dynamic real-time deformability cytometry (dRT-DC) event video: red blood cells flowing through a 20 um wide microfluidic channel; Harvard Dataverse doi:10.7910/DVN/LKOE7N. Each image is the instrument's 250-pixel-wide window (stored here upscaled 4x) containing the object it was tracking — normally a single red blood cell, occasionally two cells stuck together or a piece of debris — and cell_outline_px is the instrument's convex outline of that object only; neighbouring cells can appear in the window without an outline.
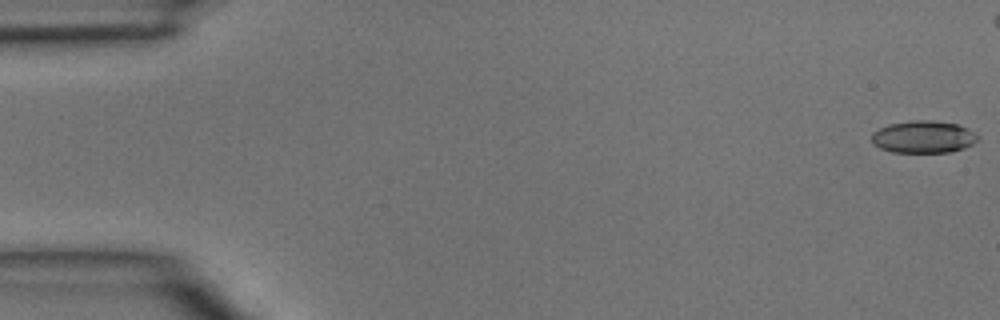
{"species": "common noctule bat (a hibernating species)", "species_latin": "Nyctalus noctula", "temperature_condition": "room temperature", "stored_images_in_passage": 5, "camera_frame_rate_fps": 3000, "um_per_image_px": 0.085, "animal": {"sex": "male", "body_mass_g": 15.6}, "frame": {"image": 1, "passage_image": 1, "time_ms": 0.0, "image_size_px": [1000, 320], "cell_outline_px": [[980, 136], [972, 144], [964, 148], [952, 152], [892, 152], [880, 148], [872, 144], [872, 132], [888, 124], [912, 120], [932, 120], [956, 124], [968, 128]], "centroid_in_image_um": [78.48, 11.63], "position_along_channel_um": 6.5, "area_um2": 20.06}}
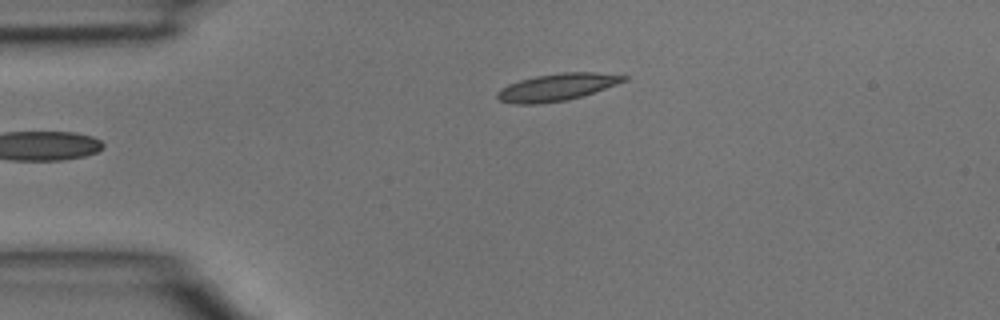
{"frame": {"image": 2, "passage_image": 5, "time_ms": 1.333, "image_size_px": [1000, 320], "cell_outline_px": [[628, 80], [568, 100], [536, 104], [516, 104], [500, 100], [496, 96], [496, 92], [500, 88], [508, 84], [520, 80], [536, 76], [560, 72], [596, 72], [628, 76]], "centroid_in_image_um": [47.31, 7.4], "position_along_channel_um": 37.7, "area_um2": 19.88}}